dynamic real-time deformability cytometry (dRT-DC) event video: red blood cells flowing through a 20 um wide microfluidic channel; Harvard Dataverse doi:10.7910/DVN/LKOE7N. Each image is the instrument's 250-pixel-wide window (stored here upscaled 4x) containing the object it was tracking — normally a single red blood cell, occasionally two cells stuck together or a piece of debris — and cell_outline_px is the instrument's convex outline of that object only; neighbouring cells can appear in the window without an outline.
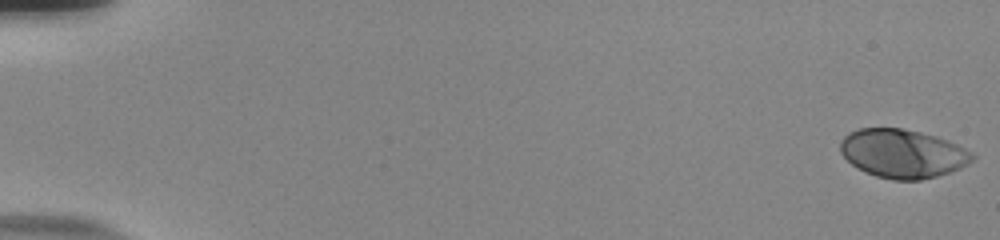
{"species": "human", "species_latin": "Homo sapiens", "temperature_condition": "room temperature", "stored_images_in_passage": 55, "camera_frame_rate_fps": 3000, "um_per_image_px": 0.085, "donor": {"sex": "male"}, "frame": {"image": 1, "passage_image": 1, "time_ms": 0.0, "image_size_px": [1000, 240], "cell_outline_px": [[976, 156], [968, 164], [960, 168], [936, 176], [920, 180], [892, 180], [876, 176], [864, 172], [856, 168], [840, 152], [840, 140], [848, 132], [860, 128], [900, 128], [920, 132], [936, 136], [948, 140], [972, 152]], "centroid_in_image_um": [76.7, 13.05], "position_along_channel_um": 8.3, "area_um2": 37.51}}
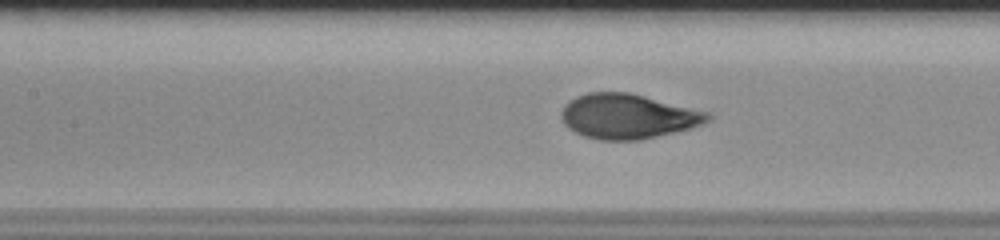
{"frame": {"image": 2, "passage_image": 27, "time_ms": 8.667, "image_size_px": [1000, 240], "cell_outline_px": [[712, 120], [704, 124], [692, 128], [676, 132], [640, 140], [600, 140], [584, 136], [568, 128], [560, 120], [560, 112], [564, 104], [568, 100], [576, 96], [588, 92], [628, 92], [708, 112], [712, 116]], "centroid_in_image_um": [53.34, 9.89], "position_along_channel_um": 154.1, "area_um2": 38.49}}
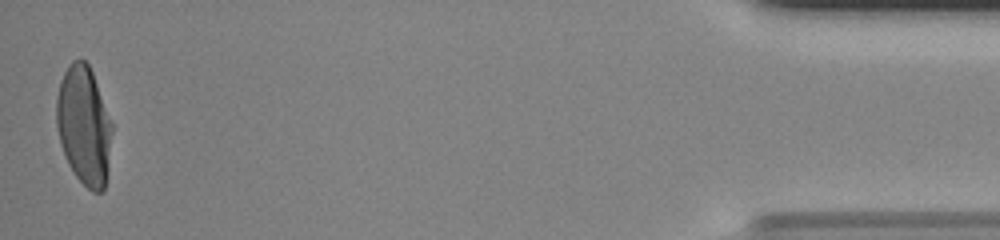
{"frame": {"image": 3, "passage_image": 55, "time_ms": 18.0, "image_size_px": [1000, 240], "cell_outline_px": [[112, 132], [108, 172], [104, 192], [92, 192], [76, 176], [68, 164], [60, 144], [56, 124], [56, 96], [60, 80], [68, 64], [72, 60], [84, 60], [88, 64], [92, 72], [112, 124]], "centroid_in_image_um": [7.13, 10.68], "position_along_channel_um": 428.1, "area_um2": 38.55}, "authors_computed_cell_mechanics": {"area_um2": 37.57, "velocity_mm_per_s": 3.7872, "shape_relaxation_time_tau1_ms": 4.894, "shape_relaxation_time_tau2_ms": null, "deformation_change_tau1": 0.2227, "deformation_change_tau2": null}}